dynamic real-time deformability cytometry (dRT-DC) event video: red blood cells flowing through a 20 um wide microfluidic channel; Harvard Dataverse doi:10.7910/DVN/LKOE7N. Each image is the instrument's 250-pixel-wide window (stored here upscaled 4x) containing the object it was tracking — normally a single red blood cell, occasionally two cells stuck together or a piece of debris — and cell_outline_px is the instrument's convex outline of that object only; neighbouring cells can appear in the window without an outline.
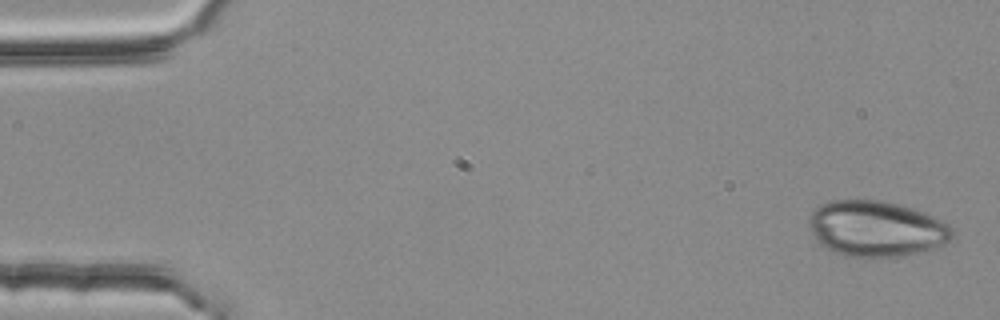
{"species": "common noctule bat (a hibernating species)", "species_latin": "Nyctalus noctula", "temperature_condition": "room temperature", "stored_images_in_passage": 3, "camera_frame_rate_fps": 3000, "um_per_image_px": 0.085, "animal": {"sex": "female", "body_mass_g": 25.1}, "frame": {"image": 1, "passage_image": 1, "time_ms": 0.0, "image_size_px": [1000, 320], "cell_outline_px": [[956, 236], [952, 240], [940, 248], [932, 252], [904, 256], [868, 260], [864, 260], [844, 256], [820, 244], [812, 232], [808, 224], [808, 220], [812, 212], [820, 204], [832, 200], [884, 200], [912, 208], [924, 212], [948, 224], [952, 228]], "centroid_in_image_um": [74.56, 19.5], "position_along_channel_um": 10.4, "area_um2": 48.03}}